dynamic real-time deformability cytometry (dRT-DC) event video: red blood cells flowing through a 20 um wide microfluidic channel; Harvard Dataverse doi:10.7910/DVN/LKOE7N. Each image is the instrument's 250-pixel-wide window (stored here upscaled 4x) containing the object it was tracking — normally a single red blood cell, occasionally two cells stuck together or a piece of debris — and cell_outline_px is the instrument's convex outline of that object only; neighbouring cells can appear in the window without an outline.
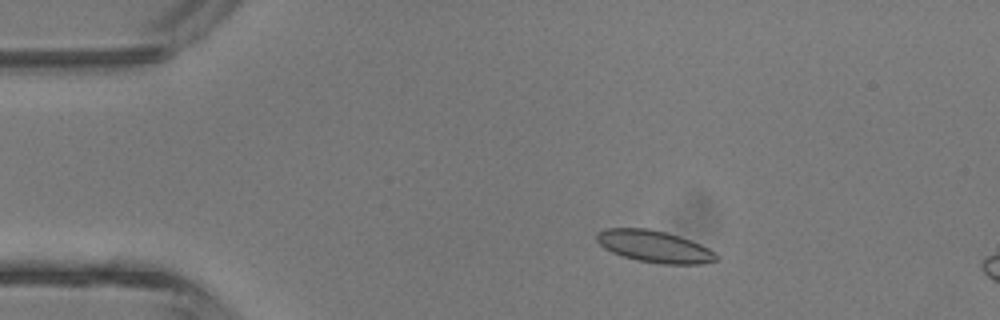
{"species": "common noctule bat (a hibernating species)", "species_latin": "Nyctalus noctula", "temperature_condition": "room temperature", "stored_images_in_passage": 4, "camera_frame_rate_fps": 3000, "um_per_image_px": 0.085, "animal": {"sex": "male", "body_mass_g": 13.3}, "frame": {"image": 1, "passage_image": 2, "time_ms": 1.0, "image_size_px": [1000, 320], "cell_outline_px": [[720, 260], [704, 264], [660, 264], [636, 260], [612, 252], [604, 248], [596, 240], [596, 232], [604, 228], [648, 228], [680, 236], [700, 244], [708, 248], [720, 256]], "centroid_in_image_um": [55.64, 20.95], "position_along_channel_um": 29.4, "area_um2": 22.43}}